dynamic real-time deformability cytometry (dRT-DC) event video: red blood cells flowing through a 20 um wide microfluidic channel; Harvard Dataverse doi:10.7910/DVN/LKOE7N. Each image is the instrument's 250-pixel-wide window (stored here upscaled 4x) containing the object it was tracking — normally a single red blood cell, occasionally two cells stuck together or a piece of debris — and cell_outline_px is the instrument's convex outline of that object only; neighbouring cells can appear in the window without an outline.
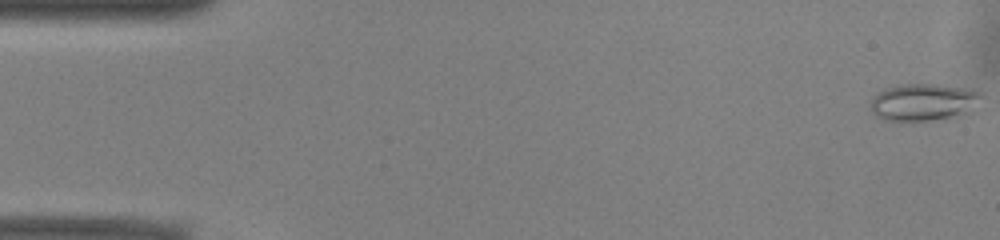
{"species": "common noctule bat (a hibernating species)", "species_latin": "Nyctalus noctula", "temperature_condition": "warm", "stored_images_in_passage": 52, "camera_frame_rate_fps": 3000, "um_per_image_px": 0.085, "animal": {"sex": "male", "body_mass_g": 13.0, "forearm_length_mm": 53.1}, "frame": {"image": 1, "passage_image": 1, "time_ms": 0.0, "image_size_px": [1000, 240], "cell_outline_px": [[984, 96], [976, 112], [960, 116], [928, 120], [884, 120], [876, 116], [872, 112], [872, 100], [876, 92], [884, 88], [900, 84], [936, 84], [972, 88], [980, 92]], "centroid_in_image_um": [78.62, 8.67], "position_along_channel_um": 6.4, "area_um2": 24.68}}
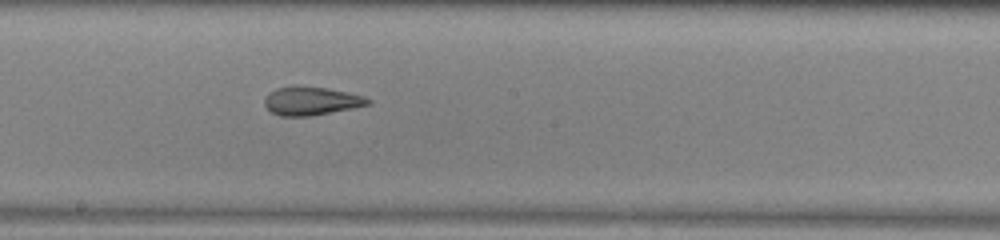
{"frame": {"image": 2, "passage_image": 28, "time_ms": 9.0, "image_size_px": [1000, 240], "cell_outline_px": [[372, 104], [312, 116], [280, 116], [272, 112], [264, 104], [264, 100], [268, 92], [276, 88], [328, 88], [348, 92], [364, 96], [372, 100]], "centroid_in_image_um": [26.5, 8.61], "position_along_channel_um": 221.7, "area_um2": 16.76}}
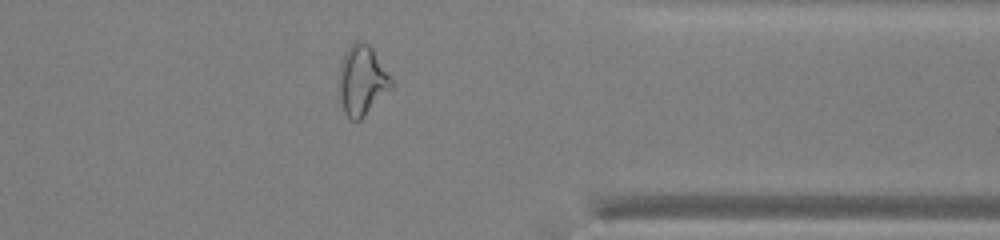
{"frame": {"image": 3, "passage_image": 41, "time_ms": 13.333, "image_size_px": [1000, 240], "cell_outline_px": [[392, 88], [360, 120], [352, 120], [344, 112], [340, 100], [340, 68], [344, 52], [356, 40], [364, 40], [372, 48], [392, 80]], "centroid_in_image_um": [30.77, 6.82], "position_along_channel_um": 380.6, "area_um2": 20.92}, "authors_computed_cell_mechanics": {"area_um2": 20.4901, "velocity_mm_per_s": 3.9648, "shape_relaxation_time_tau1_ms": null, "shape_relaxation_time_tau2_ms": 1.5503, "deformation_change_tau1": null, "deformation_change_tau2": 0.0991}}